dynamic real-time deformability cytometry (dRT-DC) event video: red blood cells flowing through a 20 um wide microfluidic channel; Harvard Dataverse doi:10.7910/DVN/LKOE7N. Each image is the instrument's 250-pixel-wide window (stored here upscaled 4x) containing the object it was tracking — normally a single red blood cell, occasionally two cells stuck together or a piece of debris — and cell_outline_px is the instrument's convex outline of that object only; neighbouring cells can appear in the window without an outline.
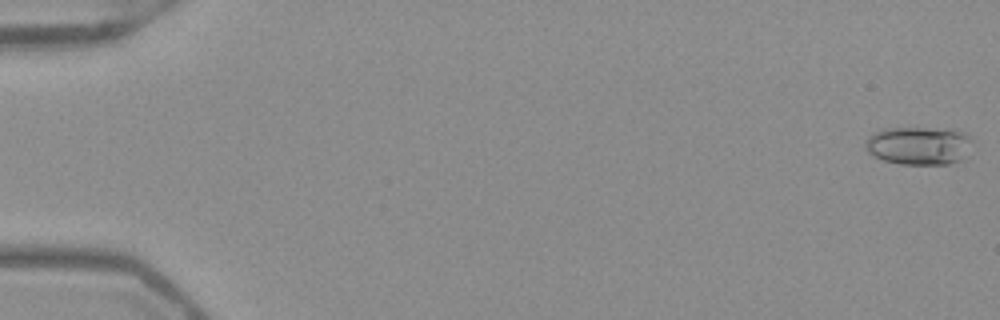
{"species": "Egyptian fruit bat (a non-hibernating species)", "species_latin": "Rousettus aegyptiacus", "temperature_condition": "warm", "stored_images_in_passage": 16, "camera_frame_rate_fps": 3000, "um_per_image_px": 0.085, "frame": {"image": 1, "passage_image": 1, "time_ms": 0.0, "image_size_px": [1000, 320], "cell_outline_px": [[972, 140], [960, 156], [956, 160], [948, 164], [900, 164], [884, 160], [868, 152], [864, 148], [864, 140], [872, 132], [880, 128], [952, 128], [964, 132], [972, 136]], "centroid_in_image_um": [78.0, 12.33], "position_along_channel_um": 7.0, "area_um2": 23.76}}
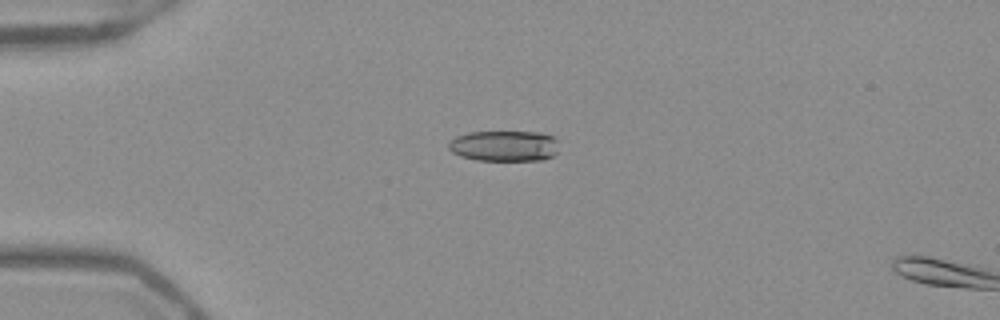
{"frame": {"image": 2, "passage_image": 14, "time_ms": 4.333, "image_size_px": [1000, 320], "cell_outline_px": [[556, 152], [552, 156], [544, 160], [476, 160], [460, 156], [452, 152], [448, 148], [448, 144], [456, 136], [468, 132], [540, 132], [556, 136]], "centroid_in_image_um": [42.86, 12.4], "position_along_channel_um": 42.1, "area_um2": 19.83}}